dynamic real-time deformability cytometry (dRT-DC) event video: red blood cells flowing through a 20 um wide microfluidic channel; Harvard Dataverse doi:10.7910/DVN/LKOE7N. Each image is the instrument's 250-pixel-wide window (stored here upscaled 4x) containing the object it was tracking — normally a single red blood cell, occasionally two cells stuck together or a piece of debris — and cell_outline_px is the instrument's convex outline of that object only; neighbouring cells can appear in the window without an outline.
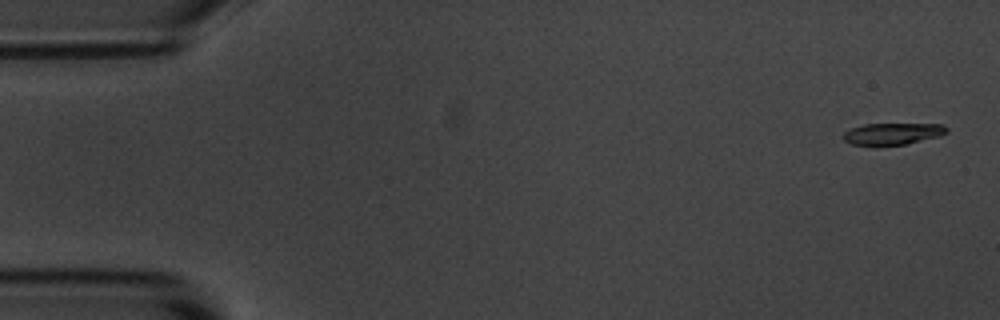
{"species": "common noctule bat (a hibernating species)", "species_latin": "Nyctalus noctula", "temperature_condition": "room temperature", "stored_images_in_passage": 5, "camera_frame_rate_fps": 3000, "um_per_image_px": 0.085, "animal": {"sex": "male", "body_mass_g": 20.1, "forearm_length_mm": 53.5}, "frame": {"image": 1, "passage_image": 1, "time_ms": 0.0, "image_size_px": [1000, 320], "cell_outline_px": [[948, 132], [940, 136], [904, 144], [876, 148], [852, 144], [844, 140], [840, 136], [844, 132], [852, 128], [864, 124], [940, 124], [948, 128]], "centroid_in_image_um": [75.8, 11.4], "position_along_channel_um": 9.2, "area_um2": 13.53}}